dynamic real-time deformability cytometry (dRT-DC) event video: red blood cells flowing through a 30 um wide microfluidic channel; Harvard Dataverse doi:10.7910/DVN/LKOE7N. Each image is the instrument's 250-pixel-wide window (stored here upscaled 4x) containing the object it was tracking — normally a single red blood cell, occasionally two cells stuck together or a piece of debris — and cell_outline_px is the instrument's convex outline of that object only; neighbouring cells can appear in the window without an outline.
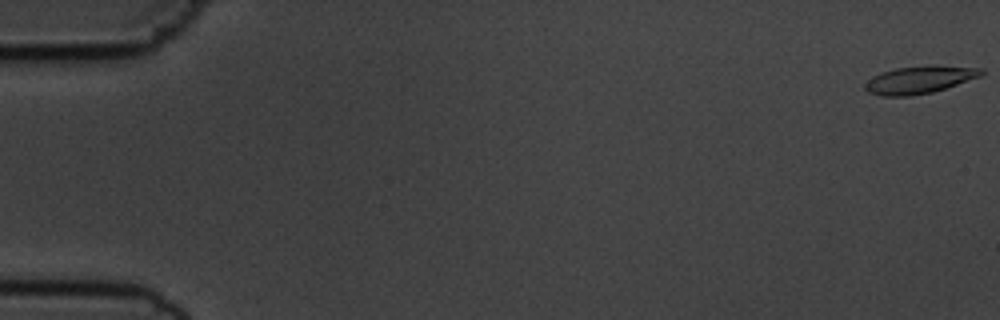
{"species": "common noctule bat (a hibernating species)", "species_latin": "Nyctalus noctula", "temperature_condition": "cold", "stored_images_in_passage": 56, "camera_frame_rate_fps": 3000, "um_per_image_px": 0.085, "animal": {"sex": "male", "body_mass_g": 19.5, "forearm_length_mm": 54.6}, "frame": {"image": 1, "passage_image": 1, "time_ms": 0.0, "image_size_px": [1000, 320], "cell_outline_px": [[984, 72], [980, 76], [932, 92], [912, 96], [880, 96], [868, 92], [864, 88], [864, 84], [872, 76], [880, 72], [896, 68], [932, 64], [936, 64], [984, 68]], "centroid_in_image_um": [78.13, 6.76], "position_along_channel_um": 6.9, "area_um2": 18.9}}
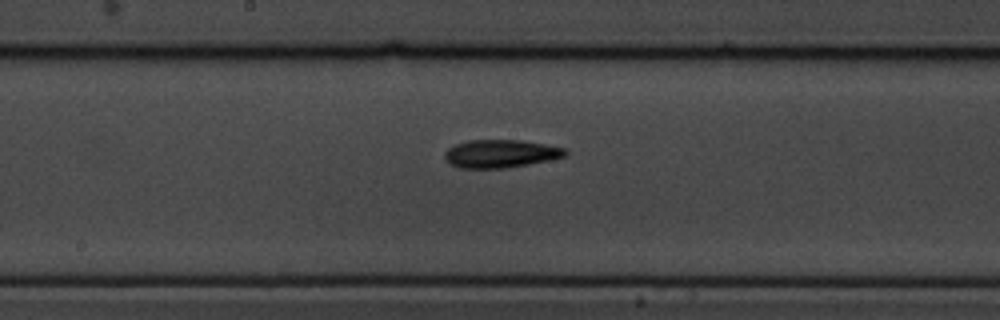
{"frame": {"image": 2, "passage_image": 30, "time_ms": 9.667, "image_size_px": [1000, 320], "cell_outline_px": [[568, 152], [564, 156], [552, 160], [504, 168], [460, 168], [452, 164], [444, 156], [444, 152], [448, 148], [456, 144], [468, 140], [520, 140], [544, 144], [564, 148]], "centroid_in_image_um": [42.56, 13.06], "position_along_channel_um": 205.6, "area_um2": 19.54}}
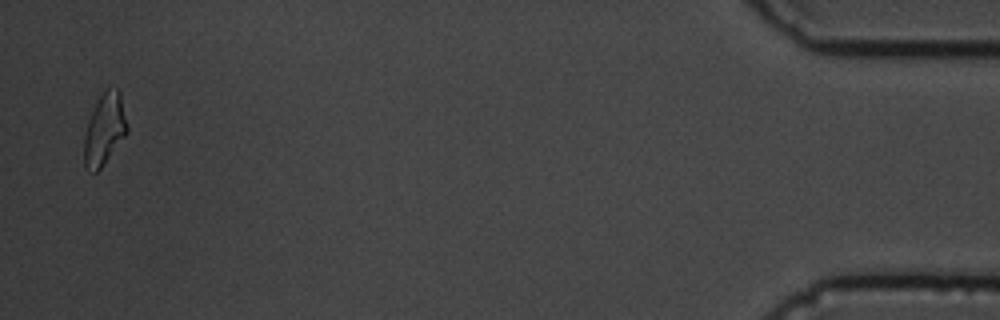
{"frame": {"image": 3, "passage_image": 55, "time_ms": 18.0, "image_size_px": [1000, 320], "cell_outline_px": [[128, 132], [100, 168], [96, 172], [88, 172], [84, 164], [84, 136], [88, 120], [100, 96], [108, 88], [116, 88], [120, 92], [128, 124]], "centroid_in_image_um": [8.89, 11.0], "position_along_channel_um": 426.3, "area_um2": 17.74}, "authors_computed_cell_mechanics": {"area_um2": 18.496, "velocity_mm_per_s": 3.656, "shape_relaxation_time_tau1_ms": 4.074, "shape_relaxation_time_tau2_ms": 9.6663, "deformation_change_tau1": 0.1364, "deformation_change_tau2": 0.2065}}